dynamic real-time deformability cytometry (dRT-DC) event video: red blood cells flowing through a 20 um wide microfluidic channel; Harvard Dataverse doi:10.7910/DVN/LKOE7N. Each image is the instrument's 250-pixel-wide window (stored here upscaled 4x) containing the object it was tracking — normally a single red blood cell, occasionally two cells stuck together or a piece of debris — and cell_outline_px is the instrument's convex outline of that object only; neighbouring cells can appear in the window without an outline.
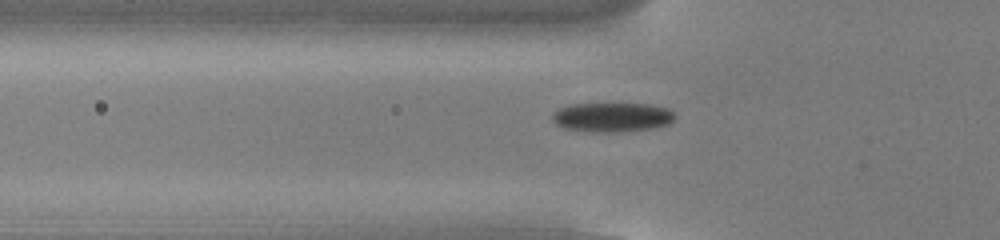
{"species": "common noctule bat (a hibernating species)", "species_latin": "Nyctalus noctula", "temperature_condition": "cold", "stored_images_in_passage": 55, "camera_frame_rate_fps": 3000, "um_per_image_px": 0.085, "animal": {"sex": "male", "body_mass_g": 13.0, "forearm_length_mm": 53.1}, "frame": {"image": 1, "passage_image": 19, "time_ms": 6.0, "image_size_px": [1000, 240], "cell_outline_px": [[676, 116], [668, 124], [656, 128], [616, 132], [592, 132], [564, 128], [556, 124], [552, 120], [552, 112], [568, 104], [652, 104], [668, 108]], "centroid_in_image_um": [52.02, 9.96], "position_along_channel_um": 73.8, "area_um2": 21.1}}
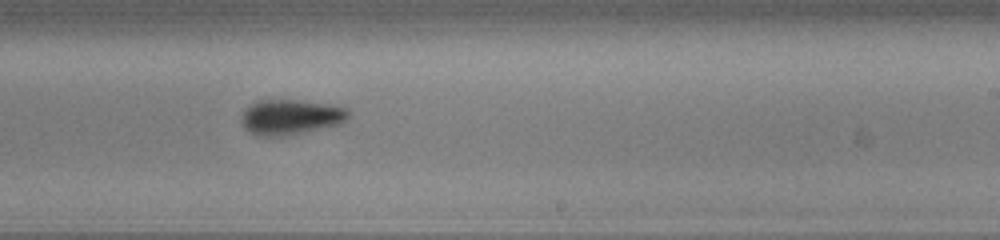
{"frame": {"image": 2, "passage_image": 34, "time_ms": 11.0, "image_size_px": [1000, 240], "cell_outline_px": [[348, 116], [340, 124], [304, 132], [284, 136], [256, 136], [248, 132], [244, 128], [240, 120], [240, 116], [244, 108], [256, 100], [296, 100], [332, 104], [348, 108]], "centroid_in_image_um": [24.64, 9.94], "position_along_channel_um": 264.4, "area_um2": 22.25}}
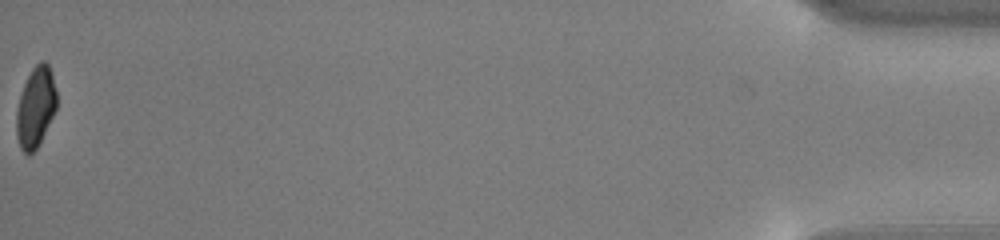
{"frame": {"image": 3, "passage_image": 55, "time_ms": 18.0, "image_size_px": [1000, 240], "cell_outline_px": [[56, 108], [36, 148], [28, 156], [20, 148], [16, 136], [16, 112], [20, 96], [24, 84], [32, 68], [40, 60], [44, 60], [48, 64], [52, 76], [56, 92]], "centroid_in_image_um": [3.0, 9.1], "position_along_channel_um": 432.2, "area_um2": 18.5}, "authors_computed_cell_mechanics": {"area_um2": 20.5768, "velocity_mm_per_s": 3.8147, "shape_relaxation_time_tau1_ms": 3.305, "shape_relaxation_time_tau2_ms": null, "deformation_change_tau1": 0.1079, "deformation_change_tau2": null}}